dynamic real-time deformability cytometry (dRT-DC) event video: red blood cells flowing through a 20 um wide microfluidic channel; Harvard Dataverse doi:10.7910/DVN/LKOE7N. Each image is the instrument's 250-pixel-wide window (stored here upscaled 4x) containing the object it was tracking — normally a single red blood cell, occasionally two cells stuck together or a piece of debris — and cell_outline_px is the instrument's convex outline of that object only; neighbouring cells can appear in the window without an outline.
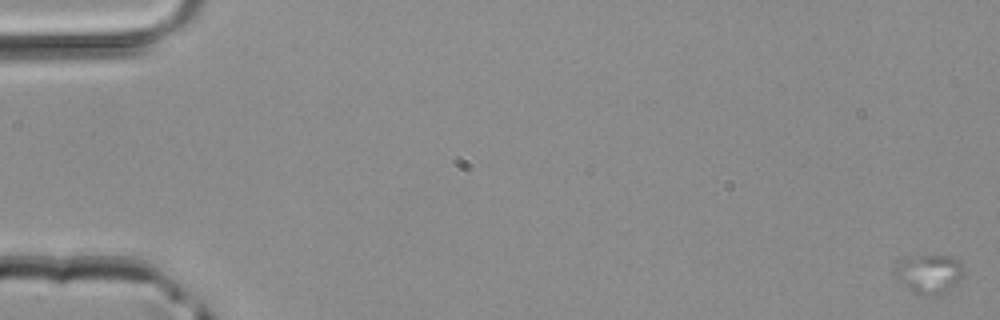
{"species": "common noctule bat (a hibernating species)", "species_latin": "Nyctalus noctula", "temperature_condition": "room temperature", "stored_images_in_passage": 4, "camera_frame_rate_fps": 3000, "um_per_image_px": 0.085, "animal": {"sex": "male", "body_mass_g": 20.4}, "frame": {"image": 1, "passage_image": 1, "time_ms": 0.0, "image_size_px": [1000, 320], "cell_outline_px": [[964, 272], [952, 288], [936, 296], [920, 296], [912, 292], [896, 280], [896, 268], [908, 256], [952, 256], [960, 260], [964, 268]], "centroid_in_image_um": [79.0, 23.31], "position_along_channel_um": 6.0, "area_um2": 15.66}}
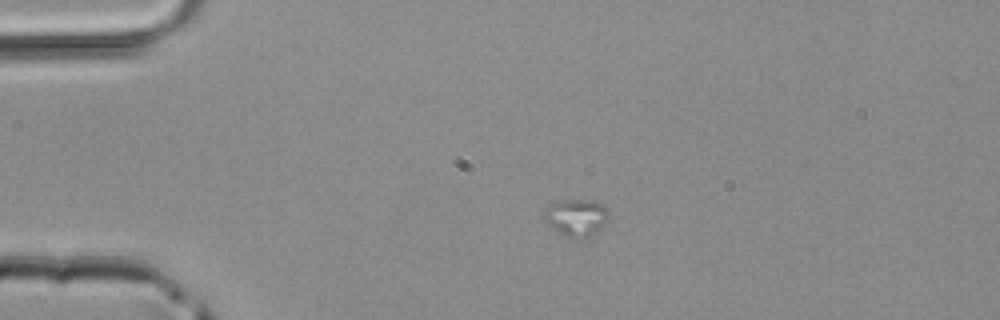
{"frame": {"image": 2, "passage_image": 3, "time_ms": 0.667, "image_size_px": [1000, 320], "cell_outline_px": [[608, 216], [596, 232], [588, 236], [564, 236], [544, 220], [544, 208], [548, 204], [560, 200], [592, 200], [604, 204], [608, 208]], "centroid_in_image_um": [48.95, 18.42], "position_along_channel_um": 36.0, "area_um2": 13.64}}